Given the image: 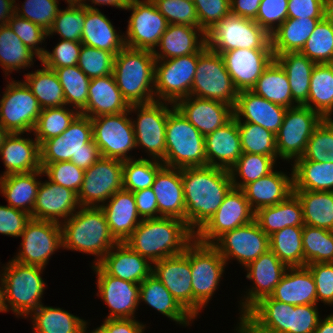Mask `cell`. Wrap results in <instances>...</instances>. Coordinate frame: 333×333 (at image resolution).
I'll return each mask as SVG.
<instances>
[{"label": "cell", "mask_w": 333, "mask_h": 333, "mask_svg": "<svg viewBox=\"0 0 333 333\" xmlns=\"http://www.w3.org/2000/svg\"><path fill=\"white\" fill-rule=\"evenodd\" d=\"M185 222L196 234L214 215L233 188L229 170L213 166L181 168Z\"/></svg>", "instance_id": "cell-1"}, {"label": "cell", "mask_w": 333, "mask_h": 333, "mask_svg": "<svg viewBox=\"0 0 333 333\" xmlns=\"http://www.w3.org/2000/svg\"><path fill=\"white\" fill-rule=\"evenodd\" d=\"M194 240L195 233L186 222L159 217L142 219L125 243L153 264L182 254Z\"/></svg>", "instance_id": "cell-2"}, {"label": "cell", "mask_w": 333, "mask_h": 333, "mask_svg": "<svg viewBox=\"0 0 333 333\" xmlns=\"http://www.w3.org/2000/svg\"><path fill=\"white\" fill-rule=\"evenodd\" d=\"M62 248L96 255L97 265L117 243L111 235L101 207H80L71 217L61 222Z\"/></svg>", "instance_id": "cell-3"}, {"label": "cell", "mask_w": 333, "mask_h": 333, "mask_svg": "<svg viewBox=\"0 0 333 333\" xmlns=\"http://www.w3.org/2000/svg\"><path fill=\"white\" fill-rule=\"evenodd\" d=\"M155 61L152 51L126 46L115 55L113 76L129 105L155 101Z\"/></svg>", "instance_id": "cell-4"}, {"label": "cell", "mask_w": 333, "mask_h": 333, "mask_svg": "<svg viewBox=\"0 0 333 333\" xmlns=\"http://www.w3.org/2000/svg\"><path fill=\"white\" fill-rule=\"evenodd\" d=\"M93 141L91 118L79 114L62 135L45 140L40 145V163L71 161L83 170L101 158Z\"/></svg>", "instance_id": "cell-5"}, {"label": "cell", "mask_w": 333, "mask_h": 333, "mask_svg": "<svg viewBox=\"0 0 333 333\" xmlns=\"http://www.w3.org/2000/svg\"><path fill=\"white\" fill-rule=\"evenodd\" d=\"M6 312L28 317L41 304L46 283L42 280L43 267L26 265L15 260L2 267Z\"/></svg>", "instance_id": "cell-6"}, {"label": "cell", "mask_w": 333, "mask_h": 333, "mask_svg": "<svg viewBox=\"0 0 333 333\" xmlns=\"http://www.w3.org/2000/svg\"><path fill=\"white\" fill-rule=\"evenodd\" d=\"M166 122L164 166L185 168L206 166L205 136L202 135L174 106Z\"/></svg>", "instance_id": "cell-7"}, {"label": "cell", "mask_w": 333, "mask_h": 333, "mask_svg": "<svg viewBox=\"0 0 333 333\" xmlns=\"http://www.w3.org/2000/svg\"><path fill=\"white\" fill-rule=\"evenodd\" d=\"M206 46L219 54L233 49H272L271 35L256 21L231 13L206 32Z\"/></svg>", "instance_id": "cell-8"}, {"label": "cell", "mask_w": 333, "mask_h": 333, "mask_svg": "<svg viewBox=\"0 0 333 333\" xmlns=\"http://www.w3.org/2000/svg\"><path fill=\"white\" fill-rule=\"evenodd\" d=\"M238 90L228 73L223 57L206 45L198 52L196 73L190 96L236 105Z\"/></svg>", "instance_id": "cell-9"}, {"label": "cell", "mask_w": 333, "mask_h": 333, "mask_svg": "<svg viewBox=\"0 0 333 333\" xmlns=\"http://www.w3.org/2000/svg\"><path fill=\"white\" fill-rule=\"evenodd\" d=\"M190 264L193 290V318L206 307L225 271L226 262L212 244L196 239L190 244Z\"/></svg>", "instance_id": "cell-10"}, {"label": "cell", "mask_w": 333, "mask_h": 333, "mask_svg": "<svg viewBox=\"0 0 333 333\" xmlns=\"http://www.w3.org/2000/svg\"><path fill=\"white\" fill-rule=\"evenodd\" d=\"M129 110L91 118L93 141L103 158L130 160L129 151L136 148L135 134Z\"/></svg>", "instance_id": "cell-11"}, {"label": "cell", "mask_w": 333, "mask_h": 333, "mask_svg": "<svg viewBox=\"0 0 333 333\" xmlns=\"http://www.w3.org/2000/svg\"><path fill=\"white\" fill-rule=\"evenodd\" d=\"M198 53L155 61V101L175 104L190 96L196 73Z\"/></svg>", "instance_id": "cell-12"}, {"label": "cell", "mask_w": 333, "mask_h": 333, "mask_svg": "<svg viewBox=\"0 0 333 333\" xmlns=\"http://www.w3.org/2000/svg\"><path fill=\"white\" fill-rule=\"evenodd\" d=\"M323 118L304 105L287 108L283 123L276 135L278 158L294 161L301 158L314 129Z\"/></svg>", "instance_id": "cell-13"}, {"label": "cell", "mask_w": 333, "mask_h": 333, "mask_svg": "<svg viewBox=\"0 0 333 333\" xmlns=\"http://www.w3.org/2000/svg\"><path fill=\"white\" fill-rule=\"evenodd\" d=\"M7 82L0 100V124L9 133H31L42 108L24 81Z\"/></svg>", "instance_id": "cell-14"}, {"label": "cell", "mask_w": 333, "mask_h": 333, "mask_svg": "<svg viewBox=\"0 0 333 333\" xmlns=\"http://www.w3.org/2000/svg\"><path fill=\"white\" fill-rule=\"evenodd\" d=\"M169 102L154 101L148 104L130 105L129 112L137 111L132 121L136 148L145 149L152 159L162 161L166 149V122ZM142 146V147H141Z\"/></svg>", "instance_id": "cell-15"}, {"label": "cell", "mask_w": 333, "mask_h": 333, "mask_svg": "<svg viewBox=\"0 0 333 333\" xmlns=\"http://www.w3.org/2000/svg\"><path fill=\"white\" fill-rule=\"evenodd\" d=\"M124 10L132 11L124 36L125 46L152 52L156 50L169 23L152 0H130Z\"/></svg>", "instance_id": "cell-16"}, {"label": "cell", "mask_w": 333, "mask_h": 333, "mask_svg": "<svg viewBox=\"0 0 333 333\" xmlns=\"http://www.w3.org/2000/svg\"><path fill=\"white\" fill-rule=\"evenodd\" d=\"M123 189V161L101 157L85 170L77 194L81 207H100ZM101 203V204H100Z\"/></svg>", "instance_id": "cell-17"}, {"label": "cell", "mask_w": 333, "mask_h": 333, "mask_svg": "<svg viewBox=\"0 0 333 333\" xmlns=\"http://www.w3.org/2000/svg\"><path fill=\"white\" fill-rule=\"evenodd\" d=\"M20 237L21 250L13 260L22 264L45 268L50 256L62 248V229L57 222L31 218Z\"/></svg>", "instance_id": "cell-18"}, {"label": "cell", "mask_w": 333, "mask_h": 333, "mask_svg": "<svg viewBox=\"0 0 333 333\" xmlns=\"http://www.w3.org/2000/svg\"><path fill=\"white\" fill-rule=\"evenodd\" d=\"M255 220L242 189L232 188L209 221L195 234L203 244H213L225 232L241 227Z\"/></svg>", "instance_id": "cell-19"}, {"label": "cell", "mask_w": 333, "mask_h": 333, "mask_svg": "<svg viewBox=\"0 0 333 333\" xmlns=\"http://www.w3.org/2000/svg\"><path fill=\"white\" fill-rule=\"evenodd\" d=\"M212 245L226 264L228 260L236 259L244 267L270 249L269 236L256 220L225 232Z\"/></svg>", "instance_id": "cell-20"}, {"label": "cell", "mask_w": 333, "mask_h": 333, "mask_svg": "<svg viewBox=\"0 0 333 333\" xmlns=\"http://www.w3.org/2000/svg\"><path fill=\"white\" fill-rule=\"evenodd\" d=\"M287 268L270 249L245 267L246 278L252 280L254 286L248 289L246 297L244 295L240 301V321L256 303L272 294Z\"/></svg>", "instance_id": "cell-21"}, {"label": "cell", "mask_w": 333, "mask_h": 333, "mask_svg": "<svg viewBox=\"0 0 333 333\" xmlns=\"http://www.w3.org/2000/svg\"><path fill=\"white\" fill-rule=\"evenodd\" d=\"M97 276V296L110 308L106 319L135 318L138 305L140 284L125 281L108 275L98 264L92 266Z\"/></svg>", "instance_id": "cell-22"}, {"label": "cell", "mask_w": 333, "mask_h": 333, "mask_svg": "<svg viewBox=\"0 0 333 333\" xmlns=\"http://www.w3.org/2000/svg\"><path fill=\"white\" fill-rule=\"evenodd\" d=\"M152 273L170 291L173 297L193 317V290L190 264V245L179 255L158 260Z\"/></svg>", "instance_id": "cell-23"}, {"label": "cell", "mask_w": 333, "mask_h": 333, "mask_svg": "<svg viewBox=\"0 0 333 333\" xmlns=\"http://www.w3.org/2000/svg\"><path fill=\"white\" fill-rule=\"evenodd\" d=\"M221 55L238 91L251 90L275 59L272 49H233Z\"/></svg>", "instance_id": "cell-24"}, {"label": "cell", "mask_w": 333, "mask_h": 333, "mask_svg": "<svg viewBox=\"0 0 333 333\" xmlns=\"http://www.w3.org/2000/svg\"><path fill=\"white\" fill-rule=\"evenodd\" d=\"M80 207L77 194L74 191L48 179L39 185L32 219L61 224Z\"/></svg>", "instance_id": "cell-25"}, {"label": "cell", "mask_w": 333, "mask_h": 333, "mask_svg": "<svg viewBox=\"0 0 333 333\" xmlns=\"http://www.w3.org/2000/svg\"><path fill=\"white\" fill-rule=\"evenodd\" d=\"M174 106L204 136L234 116L231 105L195 96L179 99Z\"/></svg>", "instance_id": "cell-26"}, {"label": "cell", "mask_w": 333, "mask_h": 333, "mask_svg": "<svg viewBox=\"0 0 333 333\" xmlns=\"http://www.w3.org/2000/svg\"><path fill=\"white\" fill-rule=\"evenodd\" d=\"M289 304L265 297L256 303L238 323L237 333H286Z\"/></svg>", "instance_id": "cell-27"}, {"label": "cell", "mask_w": 333, "mask_h": 333, "mask_svg": "<svg viewBox=\"0 0 333 333\" xmlns=\"http://www.w3.org/2000/svg\"><path fill=\"white\" fill-rule=\"evenodd\" d=\"M206 165L230 170L242 155L238 123L233 116L226 124L205 135Z\"/></svg>", "instance_id": "cell-28"}, {"label": "cell", "mask_w": 333, "mask_h": 333, "mask_svg": "<svg viewBox=\"0 0 333 333\" xmlns=\"http://www.w3.org/2000/svg\"><path fill=\"white\" fill-rule=\"evenodd\" d=\"M151 264L125 242H117L98 263L108 275L136 284L152 273Z\"/></svg>", "instance_id": "cell-29"}, {"label": "cell", "mask_w": 333, "mask_h": 333, "mask_svg": "<svg viewBox=\"0 0 333 333\" xmlns=\"http://www.w3.org/2000/svg\"><path fill=\"white\" fill-rule=\"evenodd\" d=\"M287 108L257 96L250 90L238 92L233 114L236 119L260 125L276 134L283 123ZM243 116V118H242Z\"/></svg>", "instance_id": "cell-30"}, {"label": "cell", "mask_w": 333, "mask_h": 333, "mask_svg": "<svg viewBox=\"0 0 333 333\" xmlns=\"http://www.w3.org/2000/svg\"><path fill=\"white\" fill-rule=\"evenodd\" d=\"M151 188L157 198L159 217H172L185 222L181 169L163 166L156 174Z\"/></svg>", "instance_id": "cell-31"}, {"label": "cell", "mask_w": 333, "mask_h": 333, "mask_svg": "<svg viewBox=\"0 0 333 333\" xmlns=\"http://www.w3.org/2000/svg\"><path fill=\"white\" fill-rule=\"evenodd\" d=\"M106 202L100 207L106 216L110 233L117 242H125L142 221L134 194L122 189Z\"/></svg>", "instance_id": "cell-32"}, {"label": "cell", "mask_w": 333, "mask_h": 333, "mask_svg": "<svg viewBox=\"0 0 333 333\" xmlns=\"http://www.w3.org/2000/svg\"><path fill=\"white\" fill-rule=\"evenodd\" d=\"M23 133H9L0 147V155L6 167L1 176L29 173L41 170L38 141L21 137Z\"/></svg>", "instance_id": "cell-33"}, {"label": "cell", "mask_w": 333, "mask_h": 333, "mask_svg": "<svg viewBox=\"0 0 333 333\" xmlns=\"http://www.w3.org/2000/svg\"><path fill=\"white\" fill-rule=\"evenodd\" d=\"M130 105L124 99L113 74L92 78L88 87V101L80 114L94 118L100 115L119 114L128 111Z\"/></svg>", "instance_id": "cell-34"}, {"label": "cell", "mask_w": 333, "mask_h": 333, "mask_svg": "<svg viewBox=\"0 0 333 333\" xmlns=\"http://www.w3.org/2000/svg\"><path fill=\"white\" fill-rule=\"evenodd\" d=\"M206 45V33L200 27L169 24L153 51L156 60H165L198 53Z\"/></svg>", "instance_id": "cell-35"}, {"label": "cell", "mask_w": 333, "mask_h": 333, "mask_svg": "<svg viewBox=\"0 0 333 333\" xmlns=\"http://www.w3.org/2000/svg\"><path fill=\"white\" fill-rule=\"evenodd\" d=\"M242 190L252 210L257 212L263 207L283 202L293 194V172L288 177L284 172L273 170L268 175L247 184Z\"/></svg>", "instance_id": "cell-36"}, {"label": "cell", "mask_w": 333, "mask_h": 333, "mask_svg": "<svg viewBox=\"0 0 333 333\" xmlns=\"http://www.w3.org/2000/svg\"><path fill=\"white\" fill-rule=\"evenodd\" d=\"M270 297L294 306L317 304L316 285L310 270L306 266L288 267Z\"/></svg>", "instance_id": "cell-37"}, {"label": "cell", "mask_w": 333, "mask_h": 333, "mask_svg": "<svg viewBox=\"0 0 333 333\" xmlns=\"http://www.w3.org/2000/svg\"><path fill=\"white\" fill-rule=\"evenodd\" d=\"M109 20L98 8H86L81 43L117 55L125 47L124 35L117 34Z\"/></svg>", "instance_id": "cell-38"}, {"label": "cell", "mask_w": 333, "mask_h": 333, "mask_svg": "<svg viewBox=\"0 0 333 333\" xmlns=\"http://www.w3.org/2000/svg\"><path fill=\"white\" fill-rule=\"evenodd\" d=\"M43 174L41 169L29 173L0 176V192L7 199L8 205L28 213L32 218L41 183L36 177H41Z\"/></svg>", "instance_id": "cell-39"}, {"label": "cell", "mask_w": 333, "mask_h": 333, "mask_svg": "<svg viewBox=\"0 0 333 333\" xmlns=\"http://www.w3.org/2000/svg\"><path fill=\"white\" fill-rule=\"evenodd\" d=\"M141 300L177 324L189 325L194 319L153 273L140 283Z\"/></svg>", "instance_id": "cell-40"}, {"label": "cell", "mask_w": 333, "mask_h": 333, "mask_svg": "<svg viewBox=\"0 0 333 333\" xmlns=\"http://www.w3.org/2000/svg\"><path fill=\"white\" fill-rule=\"evenodd\" d=\"M255 220L268 236L285 227L305 225L301 202L294 193L283 202L259 209L255 212Z\"/></svg>", "instance_id": "cell-41"}, {"label": "cell", "mask_w": 333, "mask_h": 333, "mask_svg": "<svg viewBox=\"0 0 333 333\" xmlns=\"http://www.w3.org/2000/svg\"><path fill=\"white\" fill-rule=\"evenodd\" d=\"M275 60L288 76L293 101L298 106L305 105L308 100L312 70L316 63L301 52L279 54L275 56Z\"/></svg>", "instance_id": "cell-42"}, {"label": "cell", "mask_w": 333, "mask_h": 333, "mask_svg": "<svg viewBox=\"0 0 333 333\" xmlns=\"http://www.w3.org/2000/svg\"><path fill=\"white\" fill-rule=\"evenodd\" d=\"M322 19L287 18L271 35L274 57L289 52H300L307 39Z\"/></svg>", "instance_id": "cell-43"}, {"label": "cell", "mask_w": 333, "mask_h": 333, "mask_svg": "<svg viewBox=\"0 0 333 333\" xmlns=\"http://www.w3.org/2000/svg\"><path fill=\"white\" fill-rule=\"evenodd\" d=\"M250 91L285 108L298 106L293 101L288 76L275 59L262 72Z\"/></svg>", "instance_id": "cell-44"}, {"label": "cell", "mask_w": 333, "mask_h": 333, "mask_svg": "<svg viewBox=\"0 0 333 333\" xmlns=\"http://www.w3.org/2000/svg\"><path fill=\"white\" fill-rule=\"evenodd\" d=\"M323 119L333 114V63L316 64L312 70L307 103Z\"/></svg>", "instance_id": "cell-45"}, {"label": "cell", "mask_w": 333, "mask_h": 333, "mask_svg": "<svg viewBox=\"0 0 333 333\" xmlns=\"http://www.w3.org/2000/svg\"><path fill=\"white\" fill-rule=\"evenodd\" d=\"M293 190L333 191V163L295 160Z\"/></svg>", "instance_id": "cell-46"}, {"label": "cell", "mask_w": 333, "mask_h": 333, "mask_svg": "<svg viewBox=\"0 0 333 333\" xmlns=\"http://www.w3.org/2000/svg\"><path fill=\"white\" fill-rule=\"evenodd\" d=\"M303 208L304 224L333 231V191L293 190Z\"/></svg>", "instance_id": "cell-47"}, {"label": "cell", "mask_w": 333, "mask_h": 333, "mask_svg": "<svg viewBox=\"0 0 333 333\" xmlns=\"http://www.w3.org/2000/svg\"><path fill=\"white\" fill-rule=\"evenodd\" d=\"M30 316L33 333H82L85 320L62 308L41 304Z\"/></svg>", "instance_id": "cell-48"}, {"label": "cell", "mask_w": 333, "mask_h": 333, "mask_svg": "<svg viewBox=\"0 0 333 333\" xmlns=\"http://www.w3.org/2000/svg\"><path fill=\"white\" fill-rule=\"evenodd\" d=\"M24 75V82L31 89L42 109L66 106L62 85L54 70L43 65L41 69Z\"/></svg>", "instance_id": "cell-49"}, {"label": "cell", "mask_w": 333, "mask_h": 333, "mask_svg": "<svg viewBox=\"0 0 333 333\" xmlns=\"http://www.w3.org/2000/svg\"><path fill=\"white\" fill-rule=\"evenodd\" d=\"M34 55L13 30L6 25L0 26V65L5 75L33 65Z\"/></svg>", "instance_id": "cell-50"}, {"label": "cell", "mask_w": 333, "mask_h": 333, "mask_svg": "<svg viewBox=\"0 0 333 333\" xmlns=\"http://www.w3.org/2000/svg\"><path fill=\"white\" fill-rule=\"evenodd\" d=\"M303 227H285L269 236L270 250L287 267L304 266Z\"/></svg>", "instance_id": "cell-51"}, {"label": "cell", "mask_w": 333, "mask_h": 333, "mask_svg": "<svg viewBox=\"0 0 333 333\" xmlns=\"http://www.w3.org/2000/svg\"><path fill=\"white\" fill-rule=\"evenodd\" d=\"M276 161L271 156L242 153L229 170L234 188L243 189L247 184L272 172ZM237 175V176H236ZM238 176L240 181H238Z\"/></svg>", "instance_id": "cell-52"}, {"label": "cell", "mask_w": 333, "mask_h": 333, "mask_svg": "<svg viewBox=\"0 0 333 333\" xmlns=\"http://www.w3.org/2000/svg\"><path fill=\"white\" fill-rule=\"evenodd\" d=\"M62 85L66 106L81 112L87 105L90 78L77 66L53 69Z\"/></svg>", "instance_id": "cell-53"}, {"label": "cell", "mask_w": 333, "mask_h": 333, "mask_svg": "<svg viewBox=\"0 0 333 333\" xmlns=\"http://www.w3.org/2000/svg\"><path fill=\"white\" fill-rule=\"evenodd\" d=\"M79 114L78 110L65 106L42 109L32 131L35 139L41 145L45 140L62 135Z\"/></svg>", "instance_id": "cell-54"}, {"label": "cell", "mask_w": 333, "mask_h": 333, "mask_svg": "<svg viewBox=\"0 0 333 333\" xmlns=\"http://www.w3.org/2000/svg\"><path fill=\"white\" fill-rule=\"evenodd\" d=\"M302 243L304 266L333 262V231L304 225Z\"/></svg>", "instance_id": "cell-55"}, {"label": "cell", "mask_w": 333, "mask_h": 333, "mask_svg": "<svg viewBox=\"0 0 333 333\" xmlns=\"http://www.w3.org/2000/svg\"><path fill=\"white\" fill-rule=\"evenodd\" d=\"M236 120L242 152L271 156L277 161L276 135L260 125L243 122L242 119Z\"/></svg>", "instance_id": "cell-56"}, {"label": "cell", "mask_w": 333, "mask_h": 333, "mask_svg": "<svg viewBox=\"0 0 333 333\" xmlns=\"http://www.w3.org/2000/svg\"><path fill=\"white\" fill-rule=\"evenodd\" d=\"M164 166L156 159H130L123 161V189L136 192L151 188L158 171Z\"/></svg>", "instance_id": "cell-57"}, {"label": "cell", "mask_w": 333, "mask_h": 333, "mask_svg": "<svg viewBox=\"0 0 333 333\" xmlns=\"http://www.w3.org/2000/svg\"><path fill=\"white\" fill-rule=\"evenodd\" d=\"M68 6L64 10L59 9L51 28L47 31L48 36L58 33L63 40L81 42L86 7L67 0Z\"/></svg>", "instance_id": "cell-58"}, {"label": "cell", "mask_w": 333, "mask_h": 333, "mask_svg": "<svg viewBox=\"0 0 333 333\" xmlns=\"http://www.w3.org/2000/svg\"><path fill=\"white\" fill-rule=\"evenodd\" d=\"M316 64L333 63V27L324 17L300 51Z\"/></svg>", "instance_id": "cell-59"}, {"label": "cell", "mask_w": 333, "mask_h": 333, "mask_svg": "<svg viewBox=\"0 0 333 333\" xmlns=\"http://www.w3.org/2000/svg\"><path fill=\"white\" fill-rule=\"evenodd\" d=\"M296 160L333 163V119H323L314 129L305 152Z\"/></svg>", "instance_id": "cell-60"}, {"label": "cell", "mask_w": 333, "mask_h": 333, "mask_svg": "<svg viewBox=\"0 0 333 333\" xmlns=\"http://www.w3.org/2000/svg\"><path fill=\"white\" fill-rule=\"evenodd\" d=\"M115 55L82 44L77 66L90 79L113 74Z\"/></svg>", "instance_id": "cell-61"}, {"label": "cell", "mask_w": 333, "mask_h": 333, "mask_svg": "<svg viewBox=\"0 0 333 333\" xmlns=\"http://www.w3.org/2000/svg\"><path fill=\"white\" fill-rule=\"evenodd\" d=\"M58 4V0H25L22 8L15 4V14L48 31L59 11Z\"/></svg>", "instance_id": "cell-62"}, {"label": "cell", "mask_w": 333, "mask_h": 333, "mask_svg": "<svg viewBox=\"0 0 333 333\" xmlns=\"http://www.w3.org/2000/svg\"><path fill=\"white\" fill-rule=\"evenodd\" d=\"M43 173L53 183L74 191L78 194L84 180L85 170L71 161L40 163Z\"/></svg>", "instance_id": "cell-63"}, {"label": "cell", "mask_w": 333, "mask_h": 333, "mask_svg": "<svg viewBox=\"0 0 333 333\" xmlns=\"http://www.w3.org/2000/svg\"><path fill=\"white\" fill-rule=\"evenodd\" d=\"M152 2L169 24L199 27L198 16L193 1L152 0Z\"/></svg>", "instance_id": "cell-64"}, {"label": "cell", "mask_w": 333, "mask_h": 333, "mask_svg": "<svg viewBox=\"0 0 333 333\" xmlns=\"http://www.w3.org/2000/svg\"><path fill=\"white\" fill-rule=\"evenodd\" d=\"M8 26L14 33L21 39V41L30 48L40 60L45 54L46 49L41 48L38 44L43 43L48 37V32L41 26L34 24L33 22L18 17L14 14L8 21Z\"/></svg>", "instance_id": "cell-65"}, {"label": "cell", "mask_w": 333, "mask_h": 333, "mask_svg": "<svg viewBox=\"0 0 333 333\" xmlns=\"http://www.w3.org/2000/svg\"><path fill=\"white\" fill-rule=\"evenodd\" d=\"M59 41L52 52L46 50L39 60L42 65L51 70L78 64L82 43L63 39Z\"/></svg>", "instance_id": "cell-66"}, {"label": "cell", "mask_w": 333, "mask_h": 333, "mask_svg": "<svg viewBox=\"0 0 333 333\" xmlns=\"http://www.w3.org/2000/svg\"><path fill=\"white\" fill-rule=\"evenodd\" d=\"M317 304H289L288 331L286 333H314L320 316Z\"/></svg>", "instance_id": "cell-67"}, {"label": "cell", "mask_w": 333, "mask_h": 333, "mask_svg": "<svg viewBox=\"0 0 333 333\" xmlns=\"http://www.w3.org/2000/svg\"><path fill=\"white\" fill-rule=\"evenodd\" d=\"M287 18L288 0H262L254 21L272 35Z\"/></svg>", "instance_id": "cell-68"}, {"label": "cell", "mask_w": 333, "mask_h": 333, "mask_svg": "<svg viewBox=\"0 0 333 333\" xmlns=\"http://www.w3.org/2000/svg\"><path fill=\"white\" fill-rule=\"evenodd\" d=\"M199 27L206 33L223 17L231 13L230 0H193Z\"/></svg>", "instance_id": "cell-69"}, {"label": "cell", "mask_w": 333, "mask_h": 333, "mask_svg": "<svg viewBox=\"0 0 333 333\" xmlns=\"http://www.w3.org/2000/svg\"><path fill=\"white\" fill-rule=\"evenodd\" d=\"M306 267L316 285L317 304L321 301L333 305V262L308 264Z\"/></svg>", "instance_id": "cell-70"}, {"label": "cell", "mask_w": 333, "mask_h": 333, "mask_svg": "<svg viewBox=\"0 0 333 333\" xmlns=\"http://www.w3.org/2000/svg\"><path fill=\"white\" fill-rule=\"evenodd\" d=\"M31 215L9 205H0V233L12 237H20Z\"/></svg>", "instance_id": "cell-71"}, {"label": "cell", "mask_w": 333, "mask_h": 333, "mask_svg": "<svg viewBox=\"0 0 333 333\" xmlns=\"http://www.w3.org/2000/svg\"><path fill=\"white\" fill-rule=\"evenodd\" d=\"M327 0H288V18L323 19Z\"/></svg>", "instance_id": "cell-72"}, {"label": "cell", "mask_w": 333, "mask_h": 333, "mask_svg": "<svg viewBox=\"0 0 333 333\" xmlns=\"http://www.w3.org/2000/svg\"><path fill=\"white\" fill-rule=\"evenodd\" d=\"M138 214L141 219L159 218L157 198L152 188L133 192Z\"/></svg>", "instance_id": "cell-73"}, {"label": "cell", "mask_w": 333, "mask_h": 333, "mask_svg": "<svg viewBox=\"0 0 333 333\" xmlns=\"http://www.w3.org/2000/svg\"><path fill=\"white\" fill-rule=\"evenodd\" d=\"M107 333H144L145 325L134 318L106 319L101 325Z\"/></svg>", "instance_id": "cell-74"}, {"label": "cell", "mask_w": 333, "mask_h": 333, "mask_svg": "<svg viewBox=\"0 0 333 333\" xmlns=\"http://www.w3.org/2000/svg\"><path fill=\"white\" fill-rule=\"evenodd\" d=\"M262 0H230L231 14L255 19Z\"/></svg>", "instance_id": "cell-75"}, {"label": "cell", "mask_w": 333, "mask_h": 333, "mask_svg": "<svg viewBox=\"0 0 333 333\" xmlns=\"http://www.w3.org/2000/svg\"><path fill=\"white\" fill-rule=\"evenodd\" d=\"M74 1L86 8H91V9H96L95 5H109L119 9H125L130 0H88L92 2L91 4H95L94 6H91L89 3L87 4L85 2L87 0H74Z\"/></svg>", "instance_id": "cell-76"}, {"label": "cell", "mask_w": 333, "mask_h": 333, "mask_svg": "<svg viewBox=\"0 0 333 333\" xmlns=\"http://www.w3.org/2000/svg\"><path fill=\"white\" fill-rule=\"evenodd\" d=\"M16 0H0V26L6 25L15 14Z\"/></svg>", "instance_id": "cell-77"}, {"label": "cell", "mask_w": 333, "mask_h": 333, "mask_svg": "<svg viewBox=\"0 0 333 333\" xmlns=\"http://www.w3.org/2000/svg\"><path fill=\"white\" fill-rule=\"evenodd\" d=\"M314 333H333V313L324 318V320L320 318Z\"/></svg>", "instance_id": "cell-78"}, {"label": "cell", "mask_w": 333, "mask_h": 333, "mask_svg": "<svg viewBox=\"0 0 333 333\" xmlns=\"http://www.w3.org/2000/svg\"><path fill=\"white\" fill-rule=\"evenodd\" d=\"M325 17L333 27V0H327L326 2Z\"/></svg>", "instance_id": "cell-79"}, {"label": "cell", "mask_w": 333, "mask_h": 333, "mask_svg": "<svg viewBox=\"0 0 333 333\" xmlns=\"http://www.w3.org/2000/svg\"><path fill=\"white\" fill-rule=\"evenodd\" d=\"M0 312H6V307L4 303V286L1 273H0Z\"/></svg>", "instance_id": "cell-80"}]
</instances>
